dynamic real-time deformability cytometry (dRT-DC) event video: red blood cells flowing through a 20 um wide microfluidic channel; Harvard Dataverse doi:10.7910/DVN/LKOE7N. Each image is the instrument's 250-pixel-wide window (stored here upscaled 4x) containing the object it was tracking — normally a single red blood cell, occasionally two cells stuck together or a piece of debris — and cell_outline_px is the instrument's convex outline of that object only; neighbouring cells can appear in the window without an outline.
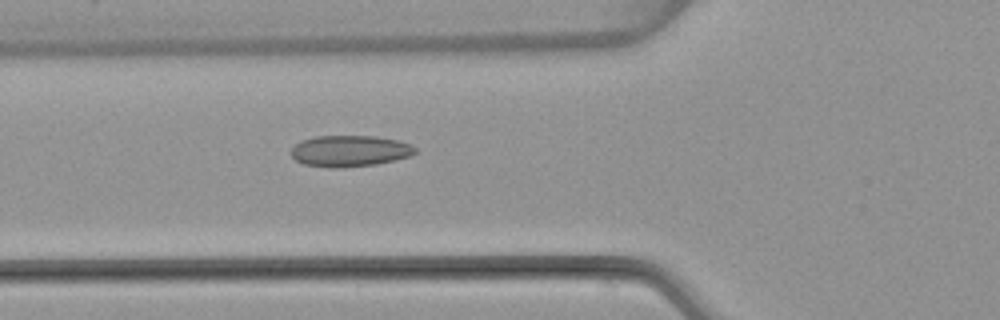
{"species": "common noctule bat (a hibernating species)", "species_latin": "Nyctalus noctula", "temperature_condition": "warm", "stored_images_in_passage": 5, "camera_frame_rate_fps": 3000, "um_per_image_px": 0.085, "animal": {"sex": "female", "body_mass_g": 22.7, "forearm_length_mm": 54.2}, "frame": {"image": 1, "passage_image": 5, "time_ms": 6.0, "image_size_px": [1000, 320], "cell_outline_px": [[416, 152], [408, 156], [376, 164], [340, 168], [328, 168], [304, 164], [296, 160], [292, 156], [292, 148], [300, 140], [316, 136], [376, 136], [396, 140], [408, 144], [416, 148]], "centroid_in_image_um": [29.68, 12.83], "position_along_channel_um": 96.1, "area_um2": 22.43}}